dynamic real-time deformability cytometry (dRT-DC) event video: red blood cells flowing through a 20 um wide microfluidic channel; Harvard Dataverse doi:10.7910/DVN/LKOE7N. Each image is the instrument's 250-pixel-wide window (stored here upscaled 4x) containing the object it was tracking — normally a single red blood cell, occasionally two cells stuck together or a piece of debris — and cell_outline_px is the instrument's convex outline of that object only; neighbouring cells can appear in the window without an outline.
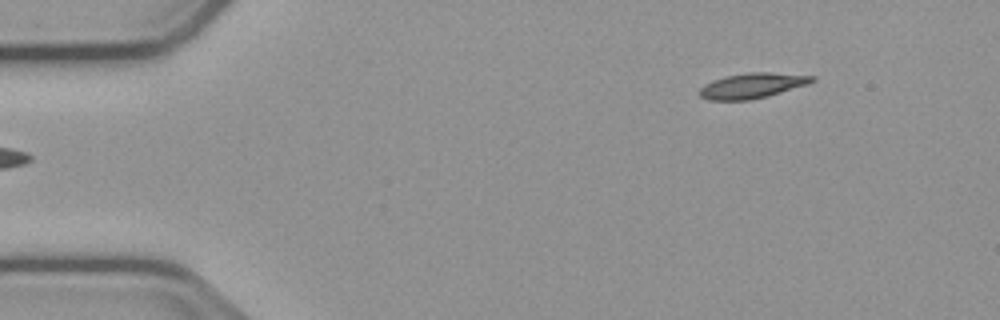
{"species": "common noctule bat (a hibernating species)", "species_latin": "Nyctalus noctula", "temperature_condition": "cold", "stored_images_in_passage": 49, "camera_frame_rate_fps": 3000, "um_per_image_px": 0.085, "animal": {"sex": "male", "body_mass_g": 23.1, "forearm_length_mm": 52.7}, "frame": {"image": 1, "passage_image": 1, "time_ms": 0.0, "image_size_px": [1000, 320], "cell_outline_px": [[816, 80], [808, 84], [768, 96], [748, 100], [708, 100], [700, 96], [700, 88], [704, 84], [712, 80], [724, 76], [748, 72], [768, 72], [816, 76]], "centroid_in_image_um": [63.94, 7.27], "position_along_channel_um": 21.1, "area_um2": 16.59}}
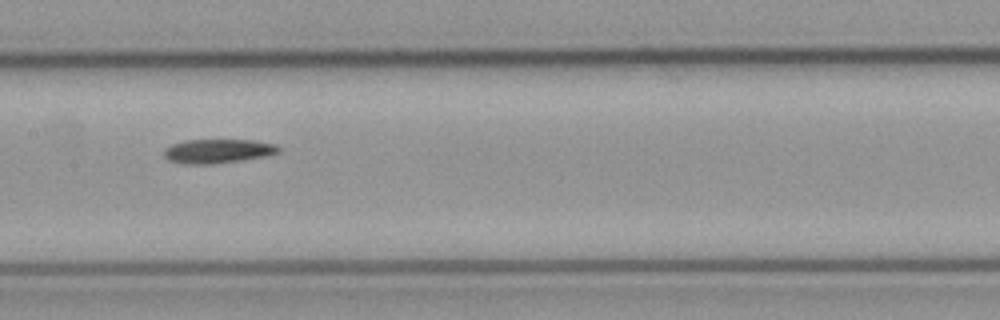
{"frame": {"image": 2, "passage_image": 21, "time_ms": 6.667, "image_size_px": [1000, 320], "cell_outline_px": [[284, 148], [280, 152], [264, 156], [240, 160], [208, 164], [188, 164], [168, 160], [164, 156], [164, 148], [172, 144], [184, 140], [256, 140], [276, 144]], "centroid_in_image_um": [18.55, 12.83], "position_along_channel_um": 188.9, "area_um2": 16.13}}
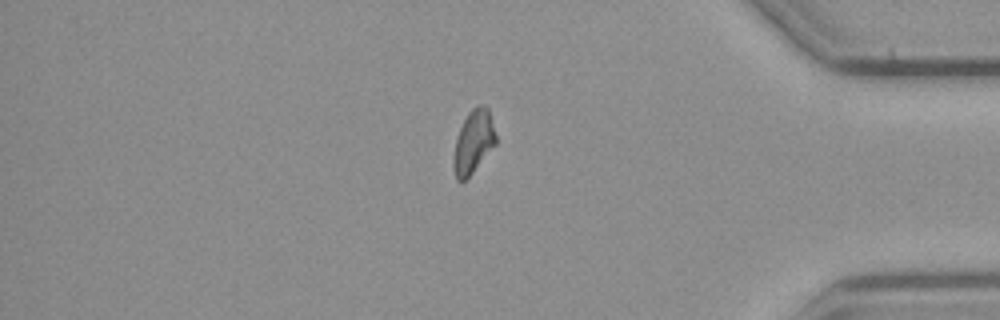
{"frame": {"image": 3, "passage_image": 40, "time_ms": 13.0, "image_size_px": [1000, 320], "cell_outline_px": [[496, 144], [472, 172], [464, 180], [456, 180], [452, 168], [452, 160], [456, 136], [468, 112], [476, 104], [480, 104], [488, 108], [496, 136]], "centroid_in_image_um": [40.21, 12.04], "position_along_channel_um": 395.0, "area_um2": 15.55}}